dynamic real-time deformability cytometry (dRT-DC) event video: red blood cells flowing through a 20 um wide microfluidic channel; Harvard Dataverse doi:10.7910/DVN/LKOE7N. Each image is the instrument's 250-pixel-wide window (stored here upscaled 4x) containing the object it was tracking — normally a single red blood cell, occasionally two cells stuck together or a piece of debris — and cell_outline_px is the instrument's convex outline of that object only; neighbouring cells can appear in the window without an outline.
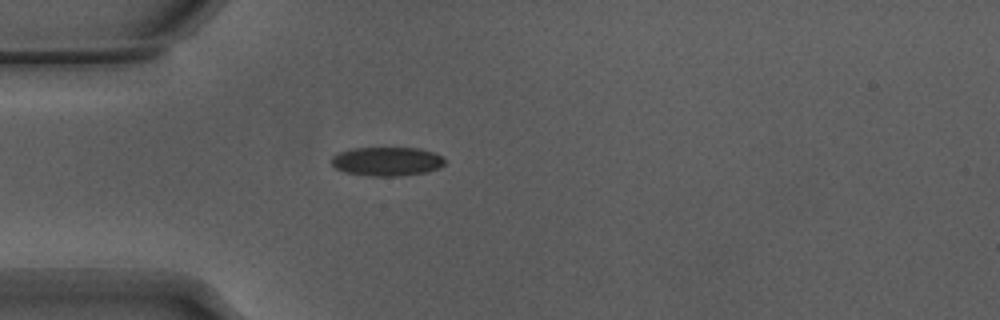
{"species": "Egyptian fruit bat (a non-hibernating species)", "species_latin": "Rousettus aegyptiacus", "temperature_condition": "warm", "stored_images_in_passage": 5, "camera_frame_rate_fps": 3000, "um_per_image_px": 0.085, "animal": {"sex": "male"}, "frame": {"image": 1, "passage_image": 1, "time_ms": 0.0, "image_size_px": [1000, 320], "cell_outline_px": [[444, 164], [440, 168], [428, 172], [396, 176], [368, 176], [344, 172], [336, 168], [332, 164], [332, 156], [340, 152], [352, 148], [420, 148], [444, 156]], "centroid_in_image_um": [32.91, 13.72], "position_along_channel_um": 52.1, "area_um2": 19.19}}